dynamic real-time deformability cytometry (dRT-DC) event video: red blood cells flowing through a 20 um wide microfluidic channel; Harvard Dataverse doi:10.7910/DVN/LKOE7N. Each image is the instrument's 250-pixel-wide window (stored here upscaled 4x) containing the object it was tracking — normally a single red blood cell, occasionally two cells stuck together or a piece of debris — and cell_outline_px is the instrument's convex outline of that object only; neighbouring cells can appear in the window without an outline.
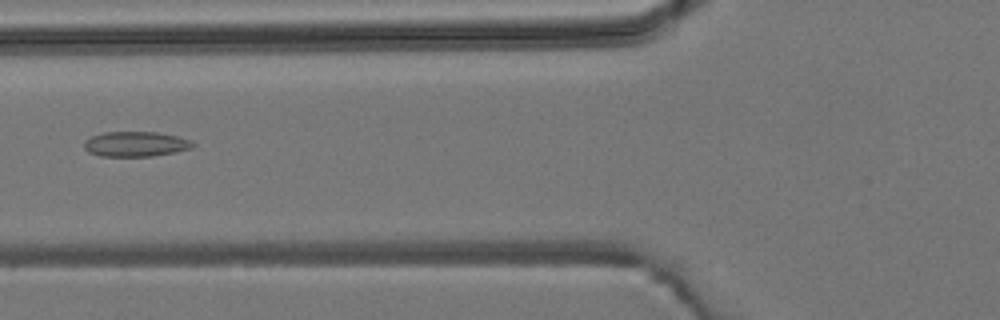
{"species": "common noctule bat (a hibernating species)", "species_latin": "Nyctalus noctula", "temperature_condition": "room temperature", "stored_images_in_passage": 5, "camera_frame_rate_fps": 3000, "um_per_image_px": 0.085, "animal": {"sex": "male", "body_mass_g": 19.2, "forearm_length_mm": 51.8}, "frame": {"image": 1, "passage_image": 4, "time_ms": 5.0, "image_size_px": [1000, 320], "cell_outline_px": [[196, 144], [192, 148], [176, 152], [152, 156], [100, 156], [88, 152], [84, 148], [84, 140], [92, 136], [104, 132], [156, 132], [176, 136], [192, 140]], "centroid_in_image_um": [11.54, 12.24], "position_along_channel_um": 114.3, "area_um2": 15.95}}
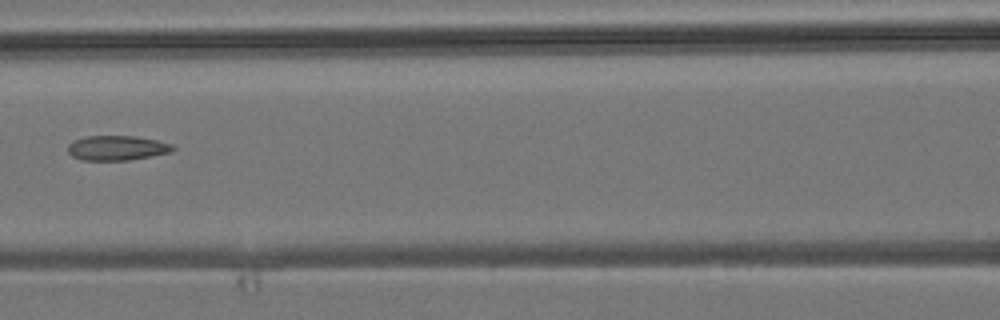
{"frame": {"image": 2, "passage_image": 5, "time_ms": 6.0, "image_size_px": [1000, 320], "cell_outline_px": [[176, 148], [168, 152], [128, 160], [80, 160], [72, 156], [68, 152], [68, 144], [76, 140], [88, 136], [136, 136], [156, 140], [172, 144]], "centroid_in_image_um": [9.91, 12.57], "position_along_channel_um": 156.7, "area_um2": 14.91}}